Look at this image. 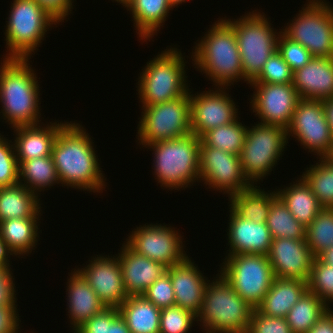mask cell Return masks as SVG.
<instances>
[{
    "label": "cell",
    "mask_w": 333,
    "mask_h": 333,
    "mask_svg": "<svg viewBox=\"0 0 333 333\" xmlns=\"http://www.w3.org/2000/svg\"><path fill=\"white\" fill-rule=\"evenodd\" d=\"M91 138L82 124L75 121H67L58 132L51 155L63 187L96 194L106 191L105 174Z\"/></svg>",
    "instance_id": "obj_1"
},
{
    "label": "cell",
    "mask_w": 333,
    "mask_h": 333,
    "mask_svg": "<svg viewBox=\"0 0 333 333\" xmlns=\"http://www.w3.org/2000/svg\"><path fill=\"white\" fill-rule=\"evenodd\" d=\"M0 118L10 128L42 123L40 84L30 58H1Z\"/></svg>",
    "instance_id": "obj_2"
},
{
    "label": "cell",
    "mask_w": 333,
    "mask_h": 333,
    "mask_svg": "<svg viewBox=\"0 0 333 333\" xmlns=\"http://www.w3.org/2000/svg\"><path fill=\"white\" fill-rule=\"evenodd\" d=\"M211 26L190 52L192 64L214 87H232L244 81L236 34L225 18H218Z\"/></svg>",
    "instance_id": "obj_3"
},
{
    "label": "cell",
    "mask_w": 333,
    "mask_h": 333,
    "mask_svg": "<svg viewBox=\"0 0 333 333\" xmlns=\"http://www.w3.org/2000/svg\"><path fill=\"white\" fill-rule=\"evenodd\" d=\"M200 140L190 133L143 146L153 151V175L161 188L181 191L200 182Z\"/></svg>",
    "instance_id": "obj_4"
},
{
    "label": "cell",
    "mask_w": 333,
    "mask_h": 333,
    "mask_svg": "<svg viewBox=\"0 0 333 333\" xmlns=\"http://www.w3.org/2000/svg\"><path fill=\"white\" fill-rule=\"evenodd\" d=\"M181 52L178 47L170 45L154 56L153 60L147 61L136 83L141 106L167 102L189 93L188 68H185L187 62Z\"/></svg>",
    "instance_id": "obj_5"
},
{
    "label": "cell",
    "mask_w": 333,
    "mask_h": 333,
    "mask_svg": "<svg viewBox=\"0 0 333 333\" xmlns=\"http://www.w3.org/2000/svg\"><path fill=\"white\" fill-rule=\"evenodd\" d=\"M253 310L218 272L206 285L197 324L203 331L246 333Z\"/></svg>",
    "instance_id": "obj_6"
},
{
    "label": "cell",
    "mask_w": 333,
    "mask_h": 333,
    "mask_svg": "<svg viewBox=\"0 0 333 333\" xmlns=\"http://www.w3.org/2000/svg\"><path fill=\"white\" fill-rule=\"evenodd\" d=\"M225 20L232 26L241 57L244 81L253 82L262 72L265 62L277 51L278 37L282 31L277 32L264 12L251 10L237 19Z\"/></svg>",
    "instance_id": "obj_7"
},
{
    "label": "cell",
    "mask_w": 333,
    "mask_h": 333,
    "mask_svg": "<svg viewBox=\"0 0 333 333\" xmlns=\"http://www.w3.org/2000/svg\"><path fill=\"white\" fill-rule=\"evenodd\" d=\"M10 7L4 32L7 49L4 58L31 59L46 38V32L62 24L35 0H13Z\"/></svg>",
    "instance_id": "obj_8"
},
{
    "label": "cell",
    "mask_w": 333,
    "mask_h": 333,
    "mask_svg": "<svg viewBox=\"0 0 333 333\" xmlns=\"http://www.w3.org/2000/svg\"><path fill=\"white\" fill-rule=\"evenodd\" d=\"M246 131L244 146L239 154L242 172L251 185H258L278 165L285 153L287 130L263 123L251 124ZM283 152V153H282Z\"/></svg>",
    "instance_id": "obj_9"
},
{
    "label": "cell",
    "mask_w": 333,
    "mask_h": 333,
    "mask_svg": "<svg viewBox=\"0 0 333 333\" xmlns=\"http://www.w3.org/2000/svg\"><path fill=\"white\" fill-rule=\"evenodd\" d=\"M282 32L313 57L333 58V6L327 0H306Z\"/></svg>",
    "instance_id": "obj_10"
},
{
    "label": "cell",
    "mask_w": 333,
    "mask_h": 333,
    "mask_svg": "<svg viewBox=\"0 0 333 333\" xmlns=\"http://www.w3.org/2000/svg\"><path fill=\"white\" fill-rule=\"evenodd\" d=\"M220 266L221 276L234 291L256 309L276 278L267 255H226Z\"/></svg>",
    "instance_id": "obj_11"
},
{
    "label": "cell",
    "mask_w": 333,
    "mask_h": 333,
    "mask_svg": "<svg viewBox=\"0 0 333 333\" xmlns=\"http://www.w3.org/2000/svg\"><path fill=\"white\" fill-rule=\"evenodd\" d=\"M137 143L143 146L184 137L191 132L190 90L174 100L141 106Z\"/></svg>",
    "instance_id": "obj_12"
},
{
    "label": "cell",
    "mask_w": 333,
    "mask_h": 333,
    "mask_svg": "<svg viewBox=\"0 0 333 333\" xmlns=\"http://www.w3.org/2000/svg\"><path fill=\"white\" fill-rule=\"evenodd\" d=\"M146 224L134 228L124 241L137 254L159 262L167 268L189 256L187 250H184L185 241L179 233L180 230L165 223Z\"/></svg>",
    "instance_id": "obj_13"
},
{
    "label": "cell",
    "mask_w": 333,
    "mask_h": 333,
    "mask_svg": "<svg viewBox=\"0 0 333 333\" xmlns=\"http://www.w3.org/2000/svg\"><path fill=\"white\" fill-rule=\"evenodd\" d=\"M199 157L200 182L208 189L230 198L252 186L242 172L239 155L209 147L200 140Z\"/></svg>",
    "instance_id": "obj_14"
},
{
    "label": "cell",
    "mask_w": 333,
    "mask_h": 333,
    "mask_svg": "<svg viewBox=\"0 0 333 333\" xmlns=\"http://www.w3.org/2000/svg\"><path fill=\"white\" fill-rule=\"evenodd\" d=\"M286 130L287 140L290 136L295 138L304 150L308 149L317 158L325 157L331 149L333 136L325 119L322 101L300 99Z\"/></svg>",
    "instance_id": "obj_15"
},
{
    "label": "cell",
    "mask_w": 333,
    "mask_h": 333,
    "mask_svg": "<svg viewBox=\"0 0 333 333\" xmlns=\"http://www.w3.org/2000/svg\"><path fill=\"white\" fill-rule=\"evenodd\" d=\"M229 88L215 86V90L212 88L197 94L190 91L191 132L197 137L239 118V106L229 95Z\"/></svg>",
    "instance_id": "obj_16"
},
{
    "label": "cell",
    "mask_w": 333,
    "mask_h": 333,
    "mask_svg": "<svg viewBox=\"0 0 333 333\" xmlns=\"http://www.w3.org/2000/svg\"><path fill=\"white\" fill-rule=\"evenodd\" d=\"M253 89L250 110L259 123L287 129L298 101L301 99L292 83H250Z\"/></svg>",
    "instance_id": "obj_17"
},
{
    "label": "cell",
    "mask_w": 333,
    "mask_h": 333,
    "mask_svg": "<svg viewBox=\"0 0 333 333\" xmlns=\"http://www.w3.org/2000/svg\"><path fill=\"white\" fill-rule=\"evenodd\" d=\"M96 256L90 257L88 264L77 270L87 280L106 308H118L128 298L123 285L118 255Z\"/></svg>",
    "instance_id": "obj_18"
},
{
    "label": "cell",
    "mask_w": 333,
    "mask_h": 333,
    "mask_svg": "<svg viewBox=\"0 0 333 333\" xmlns=\"http://www.w3.org/2000/svg\"><path fill=\"white\" fill-rule=\"evenodd\" d=\"M267 257L275 277L308 282L315 256L305 239H272Z\"/></svg>",
    "instance_id": "obj_19"
},
{
    "label": "cell",
    "mask_w": 333,
    "mask_h": 333,
    "mask_svg": "<svg viewBox=\"0 0 333 333\" xmlns=\"http://www.w3.org/2000/svg\"><path fill=\"white\" fill-rule=\"evenodd\" d=\"M194 263L195 261L191 260V257H187L184 261L168 267L166 272L169 274L173 286L175 305L198 315L206 285L210 280Z\"/></svg>",
    "instance_id": "obj_20"
},
{
    "label": "cell",
    "mask_w": 333,
    "mask_h": 333,
    "mask_svg": "<svg viewBox=\"0 0 333 333\" xmlns=\"http://www.w3.org/2000/svg\"><path fill=\"white\" fill-rule=\"evenodd\" d=\"M227 240L229 250L225 255L263 254L267 255L272 236L266 223H254L237 215L229 208Z\"/></svg>",
    "instance_id": "obj_21"
},
{
    "label": "cell",
    "mask_w": 333,
    "mask_h": 333,
    "mask_svg": "<svg viewBox=\"0 0 333 333\" xmlns=\"http://www.w3.org/2000/svg\"><path fill=\"white\" fill-rule=\"evenodd\" d=\"M118 252L123 285L128 296L143 295L167 267L133 251L125 242Z\"/></svg>",
    "instance_id": "obj_22"
},
{
    "label": "cell",
    "mask_w": 333,
    "mask_h": 333,
    "mask_svg": "<svg viewBox=\"0 0 333 333\" xmlns=\"http://www.w3.org/2000/svg\"><path fill=\"white\" fill-rule=\"evenodd\" d=\"M292 85L301 99L323 101L333 98V58L313 57L293 72Z\"/></svg>",
    "instance_id": "obj_23"
},
{
    "label": "cell",
    "mask_w": 333,
    "mask_h": 333,
    "mask_svg": "<svg viewBox=\"0 0 333 333\" xmlns=\"http://www.w3.org/2000/svg\"><path fill=\"white\" fill-rule=\"evenodd\" d=\"M76 268L75 266L74 271L71 270V273H68L69 277H67L68 282L66 283L67 315L70 319L72 333L84 322L106 308Z\"/></svg>",
    "instance_id": "obj_24"
},
{
    "label": "cell",
    "mask_w": 333,
    "mask_h": 333,
    "mask_svg": "<svg viewBox=\"0 0 333 333\" xmlns=\"http://www.w3.org/2000/svg\"><path fill=\"white\" fill-rule=\"evenodd\" d=\"M67 122L52 121L42 124L20 126L13 128L14 146L17 161H26L29 159L50 156L55 139L61 127ZM43 125V126H42Z\"/></svg>",
    "instance_id": "obj_25"
},
{
    "label": "cell",
    "mask_w": 333,
    "mask_h": 333,
    "mask_svg": "<svg viewBox=\"0 0 333 333\" xmlns=\"http://www.w3.org/2000/svg\"><path fill=\"white\" fill-rule=\"evenodd\" d=\"M127 12L132 15L134 29L140 41H150L164 26L172 11L167 0H128L124 4Z\"/></svg>",
    "instance_id": "obj_26"
},
{
    "label": "cell",
    "mask_w": 333,
    "mask_h": 333,
    "mask_svg": "<svg viewBox=\"0 0 333 333\" xmlns=\"http://www.w3.org/2000/svg\"><path fill=\"white\" fill-rule=\"evenodd\" d=\"M307 290L305 281L276 277L256 309L268 317L285 318L289 310Z\"/></svg>",
    "instance_id": "obj_27"
},
{
    "label": "cell",
    "mask_w": 333,
    "mask_h": 333,
    "mask_svg": "<svg viewBox=\"0 0 333 333\" xmlns=\"http://www.w3.org/2000/svg\"><path fill=\"white\" fill-rule=\"evenodd\" d=\"M277 197L286 205L293 217L307 227L324 208L312 193L309 184L300 175L283 189L276 188Z\"/></svg>",
    "instance_id": "obj_28"
},
{
    "label": "cell",
    "mask_w": 333,
    "mask_h": 333,
    "mask_svg": "<svg viewBox=\"0 0 333 333\" xmlns=\"http://www.w3.org/2000/svg\"><path fill=\"white\" fill-rule=\"evenodd\" d=\"M40 218H13L0 222V236L9 250L20 259L29 256L39 241ZM26 255V256H25Z\"/></svg>",
    "instance_id": "obj_29"
},
{
    "label": "cell",
    "mask_w": 333,
    "mask_h": 333,
    "mask_svg": "<svg viewBox=\"0 0 333 333\" xmlns=\"http://www.w3.org/2000/svg\"><path fill=\"white\" fill-rule=\"evenodd\" d=\"M40 196L23 184L0 187V222L13 218H42Z\"/></svg>",
    "instance_id": "obj_30"
},
{
    "label": "cell",
    "mask_w": 333,
    "mask_h": 333,
    "mask_svg": "<svg viewBox=\"0 0 333 333\" xmlns=\"http://www.w3.org/2000/svg\"><path fill=\"white\" fill-rule=\"evenodd\" d=\"M118 310L131 333H160L161 309L143 295L128 296Z\"/></svg>",
    "instance_id": "obj_31"
},
{
    "label": "cell",
    "mask_w": 333,
    "mask_h": 333,
    "mask_svg": "<svg viewBox=\"0 0 333 333\" xmlns=\"http://www.w3.org/2000/svg\"><path fill=\"white\" fill-rule=\"evenodd\" d=\"M265 191L260 185H252L229 198V207L240 217L254 223H266L271 203L277 198L276 190Z\"/></svg>",
    "instance_id": "obj_32"
},
{
    "label": "cell",
    "mask_w": 333,
    "mask_h": 333,
    "mask_svg": "<svg viewBox=\"0 0 333 333\" xmlns=\"http://www.w3.org/2000/svg\"><path fill=\"white\" fill-rule=\"evenodd\" d=\"M17 162L19 183L38 196L40 192L60 185L52 155Z\"/></svg>",
    "instance_id": "obj_33"
},
{
    "label": "cell",
    "mask_w": 333,
    "mask_h": 333,
    "mask_svg": "<svg viewBox=\"0 0 333 333\" xmlns=\"http://www.w3.org/2000/svg\"><path fill=\"white\" fill-rule=\"evenodd\" d=\"M328 309L320 298L307 290L285 318L293 333H307Z\"/></svg>",
    "instance_id": "obj_34"
},
{
    "label": "cell",
    "mask_w": 333,
    "mask_h": 333,
    "mask_svg": "<svg viewBox=\"0 0 333 333\" xmlns=\"http://www.w3.org/2000/svg\"><path fill=\"white\" fill-rule=\"evenodd\" d=\"M312 193L324 208H333V163L320 157L314 165L304 169L301 175Z\"/></svg>",
    "instance_id": "obj_35"
},
{
    "label": "cell",
    "mask_w": 333,
    "mask_h": 333,
    "mask_svg": "<svg viewBox=\"0 0 333 333\" xmlns=\"http://www.w3.org/2000/svg\"><path fill=\"white\" fill-rule=\"evenodd\" d=\"M266 224L273 239H305L306 227L293 217L278 197L271 203Z\"/></svg>",
    "instance_id": "obj_36"
},
{
    "label": "cell",
    "mask_w": 333,
    "mask_h": 333,
    "mask_svg": "<svg viewBox=\"0 0 333 333\" xmlns=\"http://www.w3.org/2000/svg\"><path fill=\"white\" fill-rule=\"evenodd\" d=\"M248 126L236 121L219 126L206 132L201 140L209 147H214L228 153L239 155L245 143Z\"/></svg>",
    "instance_id": "obj_37"
},
{
    "label": "cell",
    "mask_w": 333,
    "mask_h": 333,
    "mask_svg": "<svg viewBox=\"0 0 333 333\" xmlns=\"http://www.w3.org/2000/svg\"><path fill=\"white\" fill-rule=\"evenodd\" d=\"M305 241L317 257L333 246V208H323L306 227Z\"/></svg>",
    "instance_id": "obj_38"
},
{
    "label": "cell",
    "mask_w": 333,
    "mask_h": 333,
    "mask_svg": "<svg viewBox=\"0 0 333 333\" xmlns=\"http://www.w3.org/2000/svg\"><path fill=\"white\" fill-rule=\"evenodd\" d=\"M307 288L310 293H314L331 308L330 304L333 302V266L315 257L307 282Z\"/></svg>",
    "instance_id": "obj_39"
},
{
    "label": "cell",
    "mask_w": 333,
    "mask_h": 333,
    "mask_svg": "<svg viewBox=\"0 0 333 333\" xmlns=\"http://www.w3.org/2000/svg\"><path fill=\"white\" fill-rule=\"evenodd\" d=\"M197 323V315L178 307H165L160 313V333H190L189 330Z\"/></svg>",
    "instance_id": "obj_40"
},
{
    "label": "cell",
    "mask_w": 333,
    "mask_h": 333,
    "mask_svg": "<svg viewBox=\"0 0 333 333\" xmlns=\"http://www.w3.org/2000/svg\"><path fill=\"white\" fill-rule=\"evenodd\" d=\"M0 133V187L13 186L18 181V162L15 146Z\"/></svg>",
    "instance_id": "obj_41"
},
{
    "label": "cell",
    "mask_w": 333,
    "mask_h": 333,
    "mask_svg": "<svg viewBox=\"0 0 333 333\" xmlns=\"http://www.w3.org/2000/svg\"><path fill=\"white\" fill-rule=\"evenodd\" d=\"M293 71L284 61L281 54L275 51L265 62L262 72L251 83H292Z\"/></svg>",
    "instance_id": "obj_42"
},
{
    "label": "cell",
    "mask_w": 333,
    "mask_h": 333,
    "mask_svg": "<svg viewBox=\"0 0 333 333\" xmlns=\"http://www.w3.org/2000/svg\"><path fill=\"white\" fill-rule=\"evenodd\" d=\"M277 51L293 72L302 68L313 58L303 45L291 40L282 31L278 37Z\"/></svg>",
    "instance_id": "obj_43"
},
{
    "label": "cell",
    "mask_w": 333,
    "mask_h": 333,
    "mask_svg": "<svg viewBox=\"0 0 333 333\" xmlns=\"http://www.w3.org/2000/svg\"><path fill=\"white\" fill-rule=\"evenodd\" d=\"M143 296L160 309L175 305V296L169 274L166 272L158 278Z\"/></svg>",
    "instance_id": "obj_44"
},
{
    "label": "cell",
    "mask_w": 333,
    "mask_h": 333,
    "mask_svg": "<svg viewBox=\"0 0 333 333\" xmlns=\"http://www.w3.org/2000/svg\"><path fill=\"white\" fill-rule=\"evenodd\" d=\"M246 333H293L286 318L268 317L254 309Z\"/></svg>",
    "instance_id": "obj_45"
},
{
    "label": "cell",
    "mask_w": 333,
    "mask_h": 333,
    "mask_svg": "<svg viewBox=\"0 0 333 333\" xmlns=\"http://www.w3.org/2000/svg\"><path fill=\"white\" fill-rule=\"evenodd\" d=\"M119 315L118 308H105L84 322L73 333H110V323Z\"/></svg>",
    "instance_id": "obj_46"
},
{
    "label": "cell",
    "mask_w": 333,
    "mask_h": 333,
    "mask_svg": "<svg viewBox=\"0 0 333 333\" xmlns=\"http://www.w3.org/2000/svg\"><path fill=\"white\" fill-rule=\"evenodd\" d=\"M12 265L0 267V306H17V293Z\"/></svg>",
    "instance_id": "obj_47"
},
{
    "label": "cell",
    "mask_w": 333,
    "mask_h": 333,
    "mask_svg": "<svg viewBox=\"0 0 333 333\" xmlns=\"http://www.w3.org/2000/svg\"><path fill=\"white\" fill-rule=\"evenodd\" d=\"M41 8L45 9L51 16H53L59 23L69 17L74 9L73 5L75 0H35Z\"/></svg>",
    "instance_id": "obj_48"
},
{
    "label": "cell",
    "mask_w": 333,
    "mask_h": 333,
    "mask_svg": "<svg viewBox=\"0 0 333 333\" xmlns=\"http://www.w3.org/2000/svg\"><path fill=\"white\" fill-rule=\"evenodd\" d=\"M17 306H0V333H21Z\"/></svg>",
    "instance_id": "obj_49"
},
{
    "label": "cell",
    "mask_w": 333,
    "mask_h": 333,
    "mask_svg": "<svg viewBox=\"0 0 333 333\" xmlns=\"http://www.w3.org/2000/svg\"><path fill=\"white\" fill-rule=\"evenodd\" d=\"M307 333H333L332 308H329Z\"/></svg>",
    "instance_id": "obj_50"
},
{
    "label": "cell",
    "mask_w": 333,
    "mask_h": 333,
    "mask_svg": "<svg viewBox=\"0 0 333 333\" xmlns=\"http://www.w3.org/2000/svg\"><path fill=\"white\" fill-rule=\"evenodd\" d=\"M110 333H131L120 314L110 323Z\"/></svg>",
    "instance_id": "obj_51"
},
{
    "label": "cell",
    "mask_w": 333,
    "mask_h": 333,
    "mask_svg": "<svg viewBox=\"0 0 333 333\" xmlns=\"http://www.w3.org/2000/svg\"><path fill=\"white\" fill-rule=\"evenodd\" d=\"M322 106L324 110L325 119L330 126V130L333 136V98L323 100Z\"/></svg>",
    "instance_id": "obj_52"
},
{
    "label": "cell",
    "mask_w": 333,
    "mask_h": 333,
    "mask_svg": "<svg viewBox=\"0 0 333 333\" xmlns=\"http://www.w3.org/2000/svg\"><path fill=\"white\" fill-rule=\"evenodd\" d=\"M11 256L15 257L14 254L9 250L5 241L0 236V267L10 265Z\"/></svg>",
    "instance_id": "obj_53"
},
{
    "label": "cell",
    "mask_w": 333,
    "mask_h": 333,
    "mask_svg": "<svg viewBox=\"0 0 333 333\" xmlns=\"http://www.w3.org/2000/svg\"><path fill=\"white\" fill-rule=\"evenodd\" d=\"M322 262L333 266V246L324 250L317 256Z\"/></svg>",
    "instance_id": "obj_54"
},
{
    "label": "cell",
    "mask_w": 333,
    "mask_h": 333,
    "mask_svg": "<svg viewBox=\"0 0 333 333\" xmlns=\"http://www.w3.org/2000/svg\"><path fill=\"white\" fill-rule=\"evenodd\" d=\"M169 5L174 9L175 7L180 6V4L188 2V0H167Z\"/></svg>",
    "instance_id": "obj_55"
},
{
    "label": "cell",
    "mask_w": 333,
    "mask_h": 333,
    "mask_svg": "<svg viewBox=\"0 0 333 333\" xmlns=\"http://www.w3.org/2000/svg\"><path fill=\"white\" fill-rule=\"evenodd\" d=\"M325 158L327 160H329L331 163H333V141H332L331 149H330L329 153L325 156Z\"/></svg>",
    "instance_id": "obj_56"
},
{
    "label": "cell",
    "mask_w": 333,
    "mask_h": 333,
    "mask_svg": "<svg viewBox=\"0 0 333 333\" xmlns=\"http://www.w3.org/2000/svg\"><path fill=\"white\" fill-rule=\"evenodd\" d=\"M112 1H114V2H117V3H119V4H121L122 5V7L124 6V4L128 1V0H112Z\"/></svg>",
    "instance_id": "obj_57"
},
{
    "label": "cell",
    "mask_w": 333,
    "mask_h": 333,
    "mask_svg": "<svg viewBox=\"0 0 333 333\" xmlns=\"http://www.w3.org/2000/svg\"><path fill=\"white\" fill-rule=\"evenodd\" d=\"M205 333H227V332H211V331H206L204 330Z\"/></svg>",
    "instance_id": "obj_58"
}]
</instances>
